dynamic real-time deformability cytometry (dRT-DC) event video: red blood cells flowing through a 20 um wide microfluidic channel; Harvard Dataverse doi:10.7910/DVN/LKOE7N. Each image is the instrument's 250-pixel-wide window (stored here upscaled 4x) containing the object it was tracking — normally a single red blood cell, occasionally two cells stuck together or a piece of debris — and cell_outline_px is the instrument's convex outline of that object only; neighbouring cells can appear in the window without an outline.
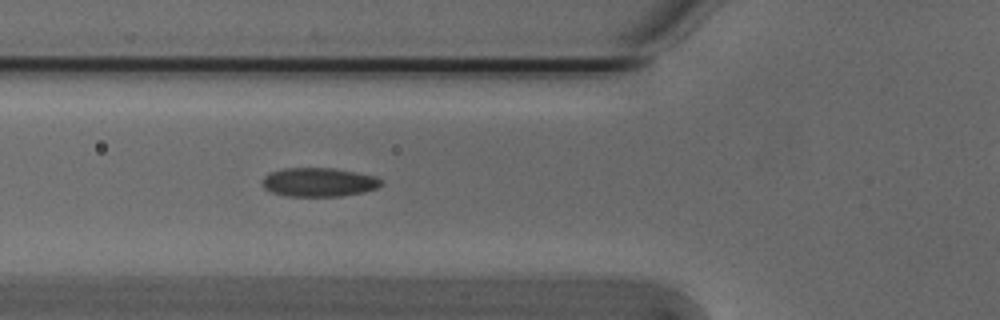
{"species": "Egyptian fruit bat (a non-hibernating species)", "species_latin": "Rousettus aegyptiacus", "temperature_condition": "cold", "stored_images_in_passage": 48, "camera_frame_rate_fps": 3000, "um_per_image_px": 0.085, "animal": {"sex": "male"}, "frame": {"image": 1, "passage_image": 19, "time_ms": 6.0, "image_size_px": [1000, 320], "cell_outline_px": [[384, 184], [376, 188], [364, 192], [340, 196], [288, 196], [272, 192], [264, 188], [260, 184], [264, 176], [268, 172], [284, 168], [332, 168], [356, 172], [376, 176]], "centroid_in_image_um": [27.07, 15.48], "position_along_channel_um": 98.7, "area_um2": 20.11}}
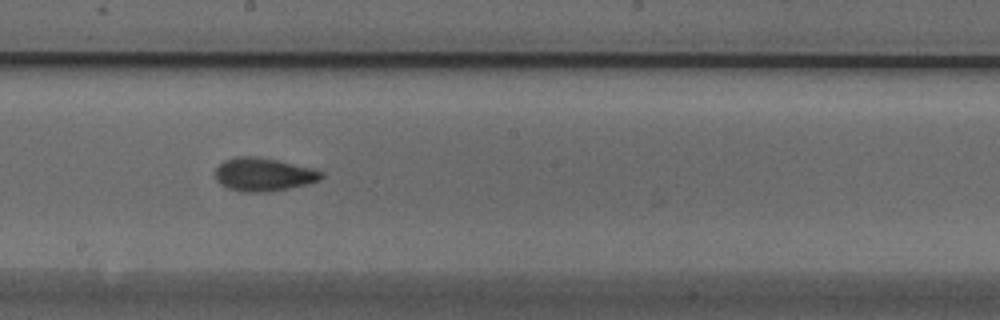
{"frame": {"image": 2, "passage_image": 29, "time_ms": 9.333, "image_size_px": [1000, 320], "cell_outline_px": [[324, 176], [320, 180], [288, 188], [268, 192], [244, 192], [228, 188], [220, 184], [216, 180], [216, 168], [224, 160], [236, 156], [256, 156], [276, 160], [312, 168], [324, 172]], "centroid_in_image_um": [22.38, 14.83], "position_along_channel_um": 225.8, "area_um2": 20.46}}
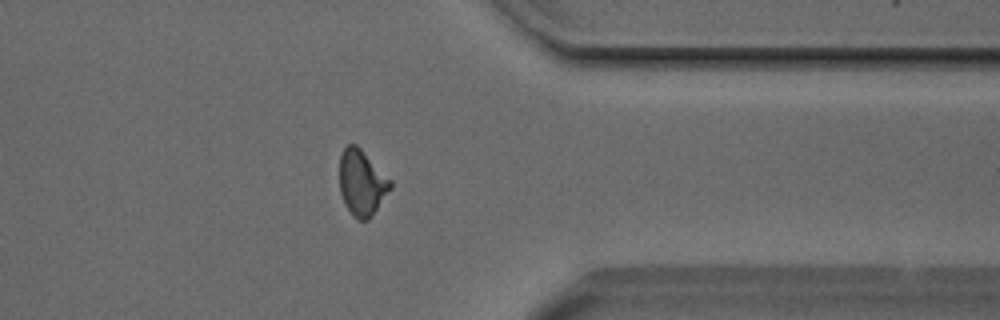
{"frame": {"image": 3, "passage_image": 42, "time_ms": 13.667, "image_size_px": [1000, 320], "cell_outline_px": [[392, 188], [372, 216], [368, 220], [356, 220], [352, 216], [344, 204], [340, 192], [340, 156], [344, 148], [348, 144], [356, 144], [392, 180]], "centroid_in_image_um": [30.76, 15.56], "position_along_channel_um": 380.6, "area_um2": 19.65}, "authors_computed_cell_mechanics": {"area_um2": 19.7965, "velocity_mm_per_s": 3.8107, "shape_relaxation_time_tau1_ms": 4.5452, "shape_relaxation_time_tau2_ms": 1.7531, "deformation_change_tau1": 0.1179, "deformation_change_tau2": 0.0736}}